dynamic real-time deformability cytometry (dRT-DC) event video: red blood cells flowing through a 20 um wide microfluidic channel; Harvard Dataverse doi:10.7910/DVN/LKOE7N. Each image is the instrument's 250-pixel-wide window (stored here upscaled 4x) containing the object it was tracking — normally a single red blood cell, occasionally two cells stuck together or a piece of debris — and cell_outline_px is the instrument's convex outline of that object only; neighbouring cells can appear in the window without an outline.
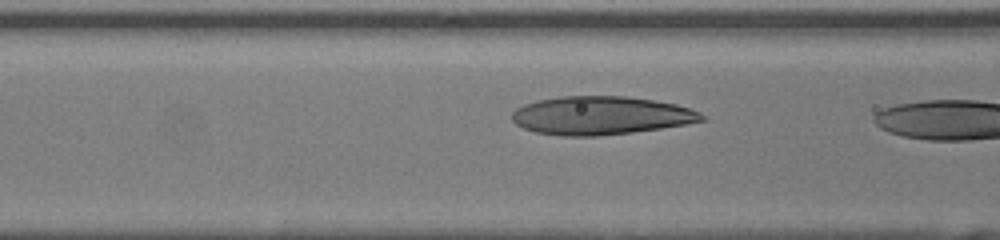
{"species": "human", "species_latin": "Homo sapiens", "temperature_condition": "room temperature", "stored_images_in_passage": 30, "camera_frame_rate_fps": 3000, "um_per_image_px": 0.085, "donor": {"sex": "female"}, "frame": {"image": 1, "passage_image": 11, "time_ms": 3.333, "image_size_px": [1000, 240], "cell_outline_px": [[708, 120], [688, 124], [632, 132], [596, 136], [560, 136], [536, 132], [524, 128], [516, 124], [512, 120], [512, 112], [516, 108], [524, 104], [536, 100], [560, 96], [624, 96], [652, 100], [676, 104], [692, 108], [700, 112]], "centroid_in_image_um": [51.08, 9.82], "position_along_channel_um": 115.5, "area_um2": 42.6}}
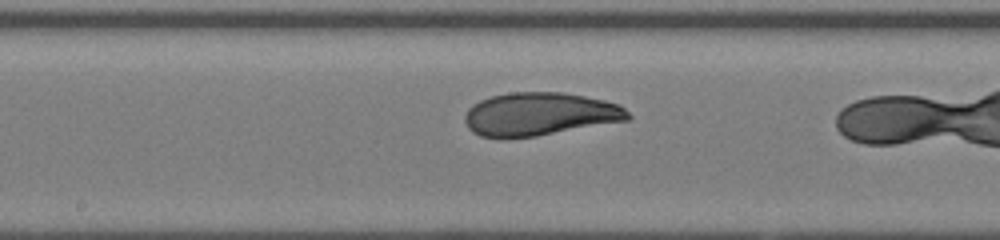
{"frame": {"image": 2, "passage_image": 17, "time_ms": 5.333, "image_size_px": [1000, 240], "cell_outline_px": [[632, 116], [628, 120], [536, 136], [480, 136], [472, 132], [468, 128], [464, 120], [464, 116], [468, 108], [472, 104], [480, 100], [492, 96], [512, 92], [560, 92], [584, 96], [604, 100], [620, 104]], "centroid_in_image_um": [45.88, 9.68], "position_along_channel_um": 202.3, "area_um2": 40.63}}
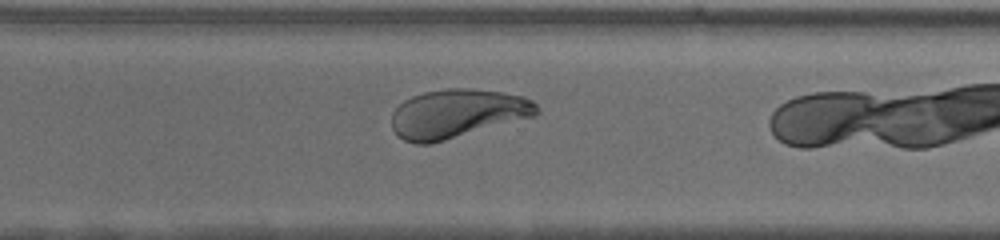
{"frame": {"image": 3, "passage_image": 26, "time_ms": 8.333, "image_size_px": [1000, 240], "cell_outline_px": [[540, 112], [532, 116], [432, 144], [416, 144], [404, 140], [396, 136], [392, 128], [392, 112], [404, 100], [412, 96], [424, 92], [448, 88], [472, 88], [504, 92], [524, 96], [532, 100], [536, 104]], "centroid_in_image_um": [38.83, 9.65], "position_along_channel_um": 331.8, "area_um2": 41.27}}